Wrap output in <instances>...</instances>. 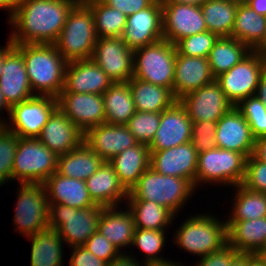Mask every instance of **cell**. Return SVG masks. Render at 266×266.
Wrapping results in <instances>:
<instances>
[{
	"label": "cell",
	"instance_id": "36",
	"mask_svg": "<svg viewBox=\"0 0 266 266\" xmlns=\"http://www.w3.org/2000/svg\"><path fill=\"white\" fill-rule=\"evenodd\" d=\"M252 50L233 37H219L210 50L208 62L216 78L247 57Z\"/></svg>",
	"mask_w": 266,
	"mask_h": 266
},
{
	"label": "cell",
	"instance_id": "6",
	"mask_svg": "<svg viewBox=\"0 0 266 266\" xmlns=\"http://www.w3.org/2000/svg\"><path fill=\"white\" fill-rule=\"evenodd\" d=\"M58 156L37 138L19 137L13 160L12 181L43 184L57 172Z\"/></svg>",
	"mask_w": 266,
	"mask_h": 266
},
{
	"label": "cell",
	"instance_id": "37",
	"mask_svg": "<svg viewBox=\"0 0 266 266\" xmlns=\"http://www.w3.org/2000/svg\"><path fill=\"white\" fill-rule=\"evenodd\" d=\"M125 206H128L134 217L136 229L165 230L177 217L170 210L151 201L127 200Z\"/></svg>",
	"mask_w": 266,
	"mask_h": 266
},
{
	"label": "cell",
	"instance_id": "61",
	"mask_svg": "<svg viewBox=\"0 0 266 266\" xmlns=\"http://www.w3.org/2000/svg\"><path fill=\"white\" fill-rule=\"evenodd\" d=\"M247 266H263L254 254H247Z\"/></svg>",
	"mask_w": 266,
	"mask_h": 266
},
{
	"label": "cell",
	"instance_id": "28",
	"mask_svg": "<svg viewBox=\"0 0 266 266\" xmlns=\"http://www.w3.org/2000/svg\"><path fill=\"white\" fill-rule=\"evenodd\" d=\"M126 209L120 208L119 211V206L103 207L98 221L97 230L120 252L131 246L136 229L131 211L128 207Z\"/></svg>",
	"mask_w": 266,
	"mask_h": 266
},
{
	"label": "cell",
	"instance_id": "41",
	"mask_svg": "<svg viewBox=\"0 0 266 266\" xmlns=\"http://www.w3.org/2000/svg\"><path fill=\"white\" fill-rule=\"evenodd\" d=\"M166 230L135 229L132 248L135 246L145 255V264L149 266L167 265L173 263L164 259L159 253L164 250Z\"/></svg>",
	"mask_w": 266,
	"mask_h": 266
},
{
	"label": "cell",
	"instance_id": "35",
	"mask_svg": "<svg viewBox=\"0 0 266 266\" xmlns=\"http://www.w3.org/2000/svg\"><path fill=\"white\" fill-rule=\"evenodd\" d=\"M102 95L105 123L126 125L136 112L129 83H113Z\"/></svg>",
	"mask_w": 266,
	"mask_h": 266
},
{
	"label": "cell",
	"instance_id": "60",
	"mask_svg": "<svg viewBox=\"0 0 266 266\" xmlns=\"http://www.w3.org/2000/svg\"><path fill=\"white\" fill-rule=\"evenodd\" d=\"M229 266H247V254L240 253Z\"/></svg>",
	"mask_w": 266,
	"mask_h": 266
},
{
	"label": "cell",
	"instance_id": "12",
	"mask_svg": "<svg viewBox=\"0 0 266 266\" xmlns=\"http://www.w3.org/2000/svg\"><path fill=\"white\" fill-rule=\"evenodd\" d=\"M57 107V98L36 95L13 105L8 118L11 123L4 125L21 138H37Z\"/></svg>",
	"mask_w": 266,
	"mask_h": 266
},
{
	"label": "cell",
	"instance_id": "25",
	"mask_svg": "<svg viewBox=\"0 0 266 266\" xmlns=\"http://www.w3.org/2000/svg\"><path fill=\"white\" fill-rule=\"evenodd\" d=\"M0 87L11 107L36 96L28 80L23 55L16 48L5 57Z\"/></svg>",
	"mask_w": 266,
	"mask_h": 266
},
{
	"label": "cell",
	"instance_id": "23",
	"mask_svg": "<svg viewBox=\"0 0 266 266\" xmlns=\"http://www.w3.org/2000/svg\"><path fill=\"white\" fill-rule=\"evenodd\" d=\"M83 138L84 134L58 107L37 136L57 156L74 150L83 142Z\"/></svg>",
	"mask_w": 266,
	"mask_h": 266
},
{
	"label": "cell",
	"instance_id": "34",
	"mask_svg": "<svg viewBox=\"0 0 266 266\" xmlns=\"http://www.w3.org/2000/svg\"><path fill=\"white\" fill-rule=\"evenodd\" d=\"M266 17L257 14L246 4H239L230 37L255 51L264 41Z\"/></svg>",
	"mask_w": 266,
	"mask_h": 266
},
{
	"label": "cell",
	"instance_id": "59",
	"mask_svg": "<svg viewBox=\"0 0 266 266\" xmlns=\"http://www.w3.org/2000/svg\"><path fill=\"white\" fill-rule=\"evenodd\" d=\"M206 0H161V3H179L201 6Z\"/></svg>",
	"mask_w": 266,
	"mask_h": 266
},
{
	"label": "cell",
	"instance_id": "13",
	"mask_svg": "<svg viewBox=\"0 0 266 266\" xmlns=\"http://www.w3.org/2000/svg\"><path fill=\"white\" fill-rule=\"evenodd\" d=\"M192 122L218 121L234 106L216 80L178 99Z\"/></svg>",
	"mask_w": 266,
	"mask_h": 266
},
{
	"label": "cell",
	"instance_id": "46",
	"mask_svg": "<svg viewBox=\"0 0 266 266\" xmlns=\"http://www.w3.org/2000/svg\"><path fill=\"white\" fill-rule=\"evenodd\" d=\"M246 189L266 194V163L253 154L246 160L245 176L241 184Z\"/></svg>",
	"mask_w": 266,
	"mask_h": 266
},
{
	"label": "cell",
	"instance_id": "10",
	"mask_svg": "<svg viewBox=\"0 0 266 266\" xmlns=\"http://www.w3.org/2000/svg\"><path fill=\"white\" fill-rule=\"evenodd\" d=\"M17 189L15 232L26 238L49 228V202L43 184H20Z\"/></svg>",
	"mask_w": 266,
	"mask_h": 266
},
{
	"label": "cell",
	"instance_id": "52",
	"mask_svg": "<svg viewBox=\"0 0 266 266\" xmlns=\"http://www.w3.org/2000/svg\"><path fill=\"white\" fill-rule=\"evenodd\" d=\"M128 252L123 251L117 258L113 259L108 263V266H149L145 264V262H140L138 259H136L133 254H126ZM130 255V256H129ZM139 261V262H138ZM142 263V264H141Z\"/></svg>",
	"mask_w": 266,
	"mask_h": 266
},
{
	"label": "cell",
	"instance_id": "4",
	"mask_svg": "<svg viewBox=\"0 0 266 266\" xmlns=\"http://www.w3.org/2000/svg\"><path fill=\"white\" fill-rule=\"evenodd\" d=\"M218 219L207 213L189 216L177 227L173 243L199 258L221 249L227 244V224Z\"/></svg>",
	"mask_w": 266,
	"mask_h": 266
},
{
	"label": "cell",
	"instance_id": "2",
	"mask_svg": "<svg viewBox=\"0 0 266 266\" xmlns=\"http://www.w3.org/2000/svg\"><path fill=\"white\" fill-rule=\"evenodd\" d=\"M23 55L31 89L35 95L57 98L64 89L67 61L54 44H15Z\"/></svg>",
	"mask_w": 266,
	"mask_h": 266
},
{
	"label": "cell",
	"instance_id": "49",
	"mask_svg": "<svg viewBox=\"0 0 266 266\" xmlns=\"http://www.w3.org/2000/svg\"><path fill=\"white\" fill-rule=\"evenodd\" d=\"M239 254L227 243L221 249L199 258L194 266H229Z\"/></svg>",
	"mask_w": 266,
	"mask_h": 266
},
{
	"label": "cell",
	"instance_id": "1",
	"mask_svg": "<svg viewBox=\"0 0 266 266\" xmlns=\"http://www.w3.org/2000/svg\"><path fill=\"white\" fill-rule=\"evenodd\" d=\"M76 3L73 0H22L8 18L14 44H54Z\"/></svg>",
	"mask_w": 266,
	"mask_h": 266
},
{
	"label": "cell",
	"instance_id": "55",
	"mask_svg": "<svg viewBox=\"0 0 266 266\" xmlns=\"http://www.w3.org/2000/svg\"><path fill=\"white\" fill-rule=\"evenodd\" d=\"M246 5L257 14L266 17V0H249Z\"/></svg>",
	"mask_w": 266,
	"mask_h": 266
},
{
	"label": "cell",
	"instance_id": "24",
	"mask_svg": "<svg viewBox=\"0 0 266 266\" xmlns=\"http://www.w3.org/2000/svg\"><path fill=\"white\" fill-rule=\"evenodd\" d=\"M214 80L208 58L176 55L173 94L177 100Z\"/></svg>",
	"mask_w": 266,
	"mask_h": 266
},
{
	"label": "cell",
	"instance_id": "21",
	"mask_svg": "<svg viewBox=\"0 0 266 266\" xmlns=\"http://www.w3.org/2000/svg\"><path fill=\"white\" fill-rule=\"evenodd\" d=\"M83 141L104 161H110L119 153L139 143L126 125L107 123L89 128L84 133Z\"/></svg>",
	"mask_w": 266,
	"mask_h": 266
},
{
	"label": "cell",
	"instance_id": "57",
	"mask_svg": "<svg viewBox=\"0 0 266 266\" xmlns=\"http://www.w3.org/2000/svg\"><path fill=\"white\" fill-rule=\"evenodd\" d=\"M3 47L0 46V77L2 76L5 57L15 48V44L10 40V38H8L7 44Z\"/></svg>",
	"mask_w": 266,
	"mask_h": 266
},
{
	"label": "cell",
	"instance_id": "53",
	"mask_svg": "<svg viewBox=\"0 0 266 266\" xmlns=\"http://www.w3.org/2000/svg\"><path fill=\"white\" fill-rule=\"evenodd\" d=\"M253 155L266 163V136L256 139Z\"/></svg>",
	"mask_w": 266,
	"mask_h": 266
},
{
	"label": "cell",
	"instance_id": "26",
	"mask_svg": "<svg viewBox=\"0 0 266 266\" xmlns=\"http://www.w3.org/2000/svg\"><path fill=\"white\" fill-rule=\"evenodd\" d=\"M49 203H58L76 209L96 207L91 199L85 180L65 177L53 173L44 183Z\"/></svg>",
	"mask_w": 266,
	"mask_h": 266
},
{
	"label": "cell",
	"instance_id": "38",
	"mask_svg": "<svg viewBox=\"0 0 266 266\" xmlns=\"http://www.w3.org/2000/svg\"><path fill=\"white\" fill-rule=\"evenodd\" d=\"M207 30L218 37H230L238 4L231 0H206L201 6Z\"/></svg>",
	"mask_w": 266,
	"mask_h": 266
},
{
	"label": "cell",
	"instance_id": "7",
	"mask_svg": "<svg viewBox=\"0 0 266 266\" xmlns=\"http://www.w3.org/2000/svg\"><path fill=\"white\" fill-rule=\"evenodd\" d=\"M175 45L162 39L133 51V77L173 92Z\"/></svg>",
	"mask_w": 266,
	"mask_h": 266
},
{
	"label": "cell",
	"instance_id": "33",
	"mask_svg": "<svg viewBox=\"0 0 266 266\" xmlns=\"http://www.w3.org/2000/svg\"><path fill=\"white\" fill-rule=\"evenodd\" d=\"M26 238L31 241L30 266H62L65 263L64 242L56 229L49 227Z\"/></svg>",
	"mask_w": 266,
	"mask_h": 266
},
{
	"label": "cell",
	"instance_id": "30",
	"mask_svg": "<svg viewBox=\"0 0 266 266\" xmlns=\"http://www.w3.org/2000/svg\"><path fill=\"white\" fill-rule=\"evenodd\" d=\"M150 158L148 145L138 143L113 157L109 163L113 166L120 183L129 192L150 167Z\"/></svg>",
	"mask_w": 266,
	"mask_h": 266
},
{
	"label": "cell",
	"instance_id": "8",
	"mask_svg": "<svg viewBox=\"0 0 266 266\" xmlns=\"http://www.w3.org/2000/svg\"><path fill=\"white\" fill-rule=\"evenodd\" d=\"M247 157L244 154L214 148L198 153L196 189L202 184L241 185L245 176Z\"/></svg>",
	"mask_w": 266,
	"mask_h": 266
},
{
	"label": "cell",
	"instance_id": "48",
	"mask_svg": "<svg viewBox=\"0 0 266 266\" xmlns=\"http://www.w3.org/2000/svg\"><path fill=\"white\" fill-rule=\"evenodd\" d=\"M82 246L107 263L122 253L98 230Z\"/></svg>",
	"mask_w": 266,
	"mask_h": 266
},
{
	"label": "cell",
	"instance_id": "18",
	"mask_svg": "<svg viewBox=\"0 0 266 266\" xmlns=\"http://www.w3.org/2000/svg\"><path fill=\"white\" fill-rule=\"evenodd\" d=\"M150 153L152 169L161 175L187 179L196 189L198 151L191 142Z\"/></svg>",
	"mask_w": 266,
	"mask_h": 266
},
{
	"label": "cell",
	"instance_id": "51",
	"mask_svg": "<svg viewBox=\"0 0 266 266\" xmlns=\"http://www.w3.org/2000/svg\"><path fill=\"white\" fill-rule=\"evenodd\" d=\"M102 3L115 8L127 17L149 7L155 0H100Z\"/></svg>",
	"mask_w": 266,
	"mask_h": 266
},
{
	"label": "cell",
	"instance_id": "3",
	"mask_svg": "<svg viewBox=\"0 0 266 266\" xmlns=\"http://www.w3.org/2000/svg\"><path fill=\"white\" fill-rule=\"evenodd\" d=\"M195 190L187 179L161 175L149 167L128 192L127 200L155 202L176 216Z\"/></svg>",
	"mask_w": 266,
	"mask_h": 266
},
{
	"label": "cell",
	"instance_id": "58",
	"mask_svg": "<svg viewBox=\"0 0 266 266\" xmlns=\"http://www.w3.org/2000/svg\"><path fill=\"white\" fill-rule=\"evenodd\" d=\"M3 110L7 111L8 116L10 115V110H11V106L7 103L4 94L1 90L0 87V114L3 112ZM7 122V119L5 120V118L2 119V117L0 116V125H4Z\"/></svg>",
	"mask_w": 266,
	"mask_h": 266
},
{
	"label": "cell",
	"instance_id": "22",
	"mask_svg": "<svg viewBox=\"0 0 266 266\" xmlns=\"http://www.w3.org/2000/svg\"><path fill=\"white\" fill-rule=\"evenodd\" d=\"M113 83L92 59L72 61L66 65L65 84L61 92L102 95Z\"/></svg>",
	"mask_w": 266,
	"mask_h": 266
},
{
	"label": "cell",
	"instance_id": "17",
	"mask_svg": "<svg viewBox=\"0 0 266 266\" xmlns=\"http://www.w3.org/2000/svg\"><path fill=\"white\" fill-rule=\"evenodd\" d=\"M163 10V39L176 44L180 39L207 31L200 6L161 3Z\"/></svg>",
	"mask_w": 266,
	"mask_h": 266
},
{
	"label": "cell",
	"instance_id": "15",
	"mask_svg": "<svg viewBox=\"0 0 266 266\" xmlns=\"http://www.w3.org/2000/svg\"><path fill=\"white\" fill-rule=\"evenodd\" d=\"M121 39L132 51L162 40L163 10L161 0H155L149 7L128 16Z\"/></svg>",
	"mask_w": 266,
	"mask_h": 266
},
{
	"label": "cell",
	"instance_id": "50",
	"mask_svg": "<svg viewBox=\"0 0 266 266\" xmlns=\"http://www.w3.org/2000/svg\"><path fill=\"white\" fill-rule=\"evenodd\" d=\"M69 266H108V263L97 258L83 246L71 247Z\"/></svg>",
	"mask_w": 266,
	"mask_h": 266
},
{
	"label": "cell",
	"instance_id": "40",
	"mask_svg": "<svg viewBox=\"0 0 266 266\" xmlns=\"http://www.w3.org/2000/svg\"><path fill=\"white\" fill-rule=\"evenodd\" d=\"M231 214L228 220H254L266 216V194L236 185Z\"/></svg>",
	"mask_w": 266,
	"mask_h": 266
},
{
	"label": "cell",
	"instance_id": "66",
	"mask_svg": "<svg viewBox=\"0 0 266 266\" xmlns=\"http://www.w3.org/2000/svg\"><path fill=\"white\" fill-rule=\"evenodd\" d=\"M233 2H235L236 4H246L249 0H231Z\"/></svg>",
	"mask_w": 266,
	"mask_h": 266
},
{
	"label": "cell",
	"instance_id": "63",
	"mask_svg": "<svg viewBox=\"0 0 266 266\" xmlns=\"http://www.w3.org/2000/svg\"><path fill=\"white\" fill-rule=\"evenodd\" d=\"M255 51L259 52L266 59V34L263 43Z\"/></svg>",
	"mask_w": 266,
	"mask_h": 266
},
{
	"label": "cell",
	"instance_id": "5",
	"mask_svg": "<svg viewBox=\"0 0 266 266\" xmlns=\"http://www.w3.org/2000/svg\"><path fill=\"white\" fill-rule=\"evenodd\" d=\"M98 37L94 16L86 4H76L54 45L67 62L91 59Z\"/></svg>",
	"mask_w": 266,
	"mask_h": 266
},
{
	"label": "cell",
	"instance_id": "11",
	"mask_svg": "<svg viewBox=\"0 0 266 266\" xmlns=\"http://www.w3.org/2000/svg\"><path fill=\"white\" fill-rule=\"evenodd\" d=\"M265 67L266 59L259 52L252 51L215 80L227 99L236 107L242 100L255 95L260 75Z\"/></svg>",
	"mask_w": 266,
	"mask_h": 266
},
{
	"label": "cell",
	"instance_id": "19",
	"mask_svg": "<svg viewBox=\"0 0 266 266\" xmlns=\"http://www.w3.org/2000/svg\"><path fill=\"white\" fill-rule=\"evenodd\" d=\"M192 121L185 108L176 101L161 112L155 137L148 145L150 151H161L191 142Z\"/></svg>",
	"mask_w": 266,
	"mask_h": 266
},
{
	"label": "cell",
	"instance_id": "64",
	"mask_svg": "<svg viewBox=\"0 0 266 266\" xmlns=\"http://www.w3.org/2000/svg\"><path fill=\"white\" fill-rule=\"evenodd\" d=\"M76 4H86L88 2H91L93 0H73Z\"/></svg>",
	"mask_w": 266,
	"mask_h": 266
},
{
	"label": "cell",
	"instance_id": "44",
	"mask_svg": "<svg viewBox=\"0 0 266 266\" xmlns=\"http://www.w3.org/2000/svg\"><path fill=\"white\" fill-rule=\"evenodd\" d=\"M18 142V135L5 125H0V187L12 180L13 160Z\"/></svg>",
	"mask_w": 266,
	"mask_h": 266
},
{
	"label": "cell",
	"instance_id": "54",
	"mask_svg": "<svg viewBox=\"0 0 266 266\" xmlns=\"http://www.w3.org/2000/svg\"><path fill=\"white\" fill-rule=\"evenodd\" d=\"M255 96L258 97L266 105V67L262 71L259 79V83L255 92Z\"/></svg>",
	"mask_w": 266,
	"mask_h": 266
},
{
	"label": "cell",
	"instance_id": "62",
	"mask_svg": "<svg viewBox=\"0 0 266 266\" xmlns=\"http://www.w3.org/2000/svg\"><path fill=\"white\" fill-rule=\"evenodd\" d=\"M254 255L259 259L263 266H266V251H257Z\"/></svg>",
	"mask_w": 266,
	"mask_h": 266
},
{
	"label": "cell",
	"instance_id": "16",
	"mask_svg": "<svg viewBox=\"0 0 266 266\" xmlns=\"http://www.w3.org/2000/svg\"><path fill=\"white\" fill-rule=\"evenodd\" d=\"M58 108L84 134L89 128L105 123L103 95L60 92Z\"/></svg>",
	"mask_w": 266,
	"mask_h": 266
},
{
	"label": "cell",
	"instance_id": "43",
	"mask_svg": "<svg viewBox=\"0 0 266 266\" xmlns=\"http://www.w3.org/2000/svg\"><path fill=\"white\" fill-rule=\"evenodd\" d=\"M236 108L247 120L255 139L266 136V105L258 97L249 96Z\"/></svg>",
	"mask_w": 266,
	"mask_h": 266
},
{
	"label": "cell",
	"instance_id": "47",
	"mask_svg": "<svg viewBox=\"0 0 266 266\" xmlns=\"http://www.w3.org/2000/svg\"><path fill=\"white\" fill-rule=\"evenodd\" d=\"M216 126L217 121L192 122L191 143L198 153L216 148Z\"/></svg>",
	"mask_w": 266,
	"mask_h": 266
},
{
	"label": "cell",
	"instance_id": "9",
	"mask_svg": "<svg viewBox=\"0 0 266 266\" xmlns=\"http://www.w3.org/2000/svg\"><path fill=\"white\" fill-rule=\"evenodd\" d=\"M102 206L76 209L49 203V227L56 229L65 245L82 246L98 229Z\"/></svg>",
	"mask_w": 266,
	"mask_h": 266
},
{
	"label": "cell",
	"instance_id": "14",
	"mask_svg": "<svg viewBox=\"0 0 266 266\" xmlns=\"http://www.w3.org/2000/svg\"><path fill=\"white\" fill-rule=\"evenodd\" d=\"M91 59L114 83L133 77V51L121 37L98 38Z\"/></svg>",
	"mask_w": 266,
	"mask_h": 266
},
{
	"label": "cell",
	"instance_id": "42",
	"mask_svg": "<svg viewBox=\"0 0 266 266\" xmlns=\"http://www.w3.org/2000/svg\"><path fill=\"white\" fill-rule=\"evenodd\" d=\"M160 120L161 113L136 111L126 126L139 143L149 145L159 128Z\"/></svg>",
	"mask_w": 266,
	"mask_h": 266
},
{
	"label": "cell",
	"instance_id": "32",
	"mask_svg": "<svg viewBox=\"0 0 266 266\" xmlns=\"http://www.w3.org/2000/svg\"><path fill=\"white\" fill-rule=\"evenodd\" d=\"M128 83L136 111L161 113L178 101L173 92L166 87L134 77Z\"/></svg>",
	"mask_w": 266,
	"mask_h": 266
},
{
	"label": "cell",
	"instance_id": "56",
	"mask_svg": "<svg viewBox=\"0 0 266 266\" xmlns=\"http://www.w3.org/2000/svg\"><path fill=\"white\" fill-rule=\"evenodd\" d=\"M22 0H0V9L8 10L10 17L17 9Z\"/></svg>",
	"mask_w": 266,
	"mask_h": 266
},
{
	"label": "cell",
	"instance_id": "29",
	"mask_svg": "<svg viewBox=\"0 0 266 266\" xmlns=\"http://www.w3.org/2000/svg\"><path fill=\"white\" fill-rule=\"evenodd\" d=\"M227 243L239 253L255 254L266 241V216L254 220H226Z\"/></svg>",
	"mask_w": 266,
	"mask_h": 266
},
{
	"label": "cell",
	"instance_id": "45",
	"mask_svg": "<svg viewBox=\"0 0 266 266\" xmlns=\"http://www.w3.org/2000/svg\"><path fill=\"white\" fill-rule=\"evenodd\" d=\"M218 38L216 34L207 30L180 39L175 44V48L177 54L208 58L210 50Z\"/></svg>",
	"mask_w": 266,
	"mask_h": 266
},
{
	"label": "cell",
	"instance_id": "20",
	"mask_svg": "<svg viewBox=\"0 0 266 266\" xmlns=\"http://www.w3.org/2000/svg\"><path fill=\"white\" fill-rule=\"evenodd\" d=\"M215 141L217 148L235 151L248 158L254 152L256 139L247 120L234 106L217 121Z\"/></svg>",
	"mask_w": 266,
	"mask_h": 266
},
{
	"label": "cell",
	"instance_id": "67",
	"mask_svg": "<svg viewBox=\"0 0 266 266\" xmlns=\"http://www.w3.org/2000/svg\"><path fill=\"white\" fill-rule=\"evenodd\" d=\"M258 251H266V241H265V244H264V246L262 247V249H261V250H258Z\"/></svg>",
	"mask_w": 266,
	"mask_h": 266
},
{
	"label": "cell",
	"instance_id": "27",
	"mask_svg": "<svg viewBox=\"0 0 266 266\" xmlns=\"http://www.w3.org/2000/svg\"><path fill=\"white\" fill-rule=\"evenodd\" d=\"M91 199L102 207L118 206L127 201L128 191L120 183L109 163L104 161L98 170L85 181Z\"/></svg>",
	"mask_w": 266,
	"mask_h": 266
},
{
	"label": "cell",
	"instance_id": "31",
	"mask_svg": "<svg viewBox=\"0 0 266 266\" xmlns=\"http://www.w3.org/2000/svg\"><path fill=\"white\" fill-rule=\"evenodd\" d=\"M104 160L84 141L70 152L58 156L57 173L78 180H87Z\"/></svg>",
	"mask_w": 266,
	"mask_h": 266
},
{
	"label": "cell",
	"instance_id": "39",
	"mask_svg": "<svg viewBox=\"0 0 266 266\" xmlns=\"http://www.w3.org/2000/svg\"><path fill=\"white\" fill-rule=\"evenodd\" d=\"M94 16L95 30L98 38L121 37L127 24V16L100 0L86 3Z\"/></svg>",
	"mask_w": 266,
	"mask_h": 266
},
{
	"label": "cell",
	"instance_id": "65",
	"mask_svg": "<svg viewBox=\"0 0 266 266\" xmlns=\"http://www.w3.org/2000/svg\"><path fill=\"white\" fill-rule=\"evenodd\" d=\"M181 263H176L175 261L173 263L167 264V265H158V266H184V264Z\"/></svg>",
	"mask_w": 266,
	"mask_h": 266
}]
</instances>
